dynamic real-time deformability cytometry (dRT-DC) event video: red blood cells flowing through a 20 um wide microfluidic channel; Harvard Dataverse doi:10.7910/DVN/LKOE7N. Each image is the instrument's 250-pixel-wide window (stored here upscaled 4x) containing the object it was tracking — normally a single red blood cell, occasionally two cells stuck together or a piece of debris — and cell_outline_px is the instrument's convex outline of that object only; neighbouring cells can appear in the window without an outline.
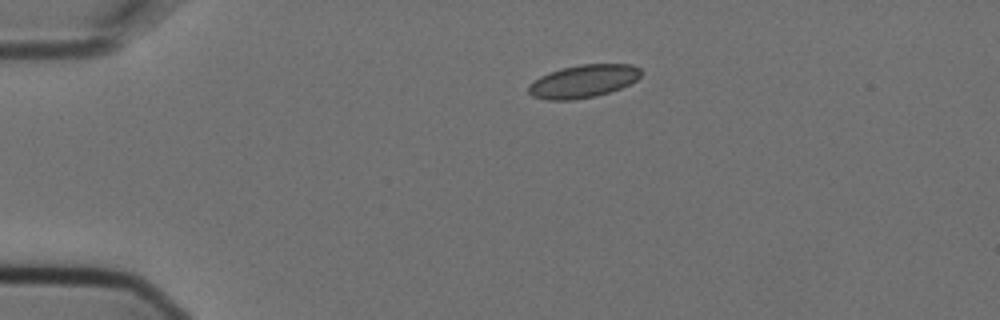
{"species": "Egyptian fruit bat (a non-hibernating species)", "species_latin": "Rousettus aegyptiacus", "temperature_condition": "cold", "stored_images_in_passage": 2, "camera_frame_rate_fps": 3000, "um_per_image_px": 0.085, "animal": {"sex": "female"}, "frame": {"image": 1, "passage_image": 1, "time_ms": 0.0, "image_size_px": [1000, 320], "cell_outline_px": [[640, 76], [636, 80], [620, 88], [596, 96], [572, 100], [544, 100], [532, 96], [528, 92], [528, 84], [540, 76], [548, 72], [560, 68], [580, 64], [632, 64], [640, 68]], "centroid_in_image_um": [49.53, 6.9], "position_along_channel_um": 35.5, "area_um2": 21.68}}
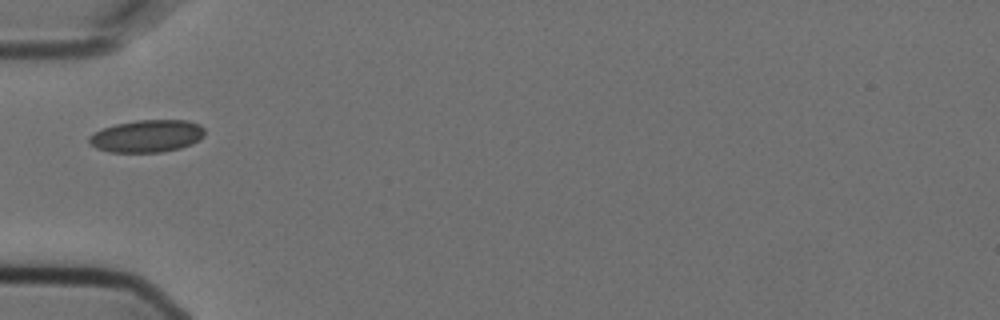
{"frame": {"image": 2, "passage_image": 2, "time_ms": 0.333, "image_size_px": [1000, 320], "cell_outline_px": [[204, 136], [192, 144], [180, 148], [160, 152], [108, 152], [96, 148], [88, 144], [88, 136], [92, 132], [100, 128], [116, 124], [136, 120], [188, 120], [200, 124], [204, 128]], "centroid_in_image_um": [12.45, 11.56], "position_along_channel_um": 72.6, "area_um2": 22.14}}